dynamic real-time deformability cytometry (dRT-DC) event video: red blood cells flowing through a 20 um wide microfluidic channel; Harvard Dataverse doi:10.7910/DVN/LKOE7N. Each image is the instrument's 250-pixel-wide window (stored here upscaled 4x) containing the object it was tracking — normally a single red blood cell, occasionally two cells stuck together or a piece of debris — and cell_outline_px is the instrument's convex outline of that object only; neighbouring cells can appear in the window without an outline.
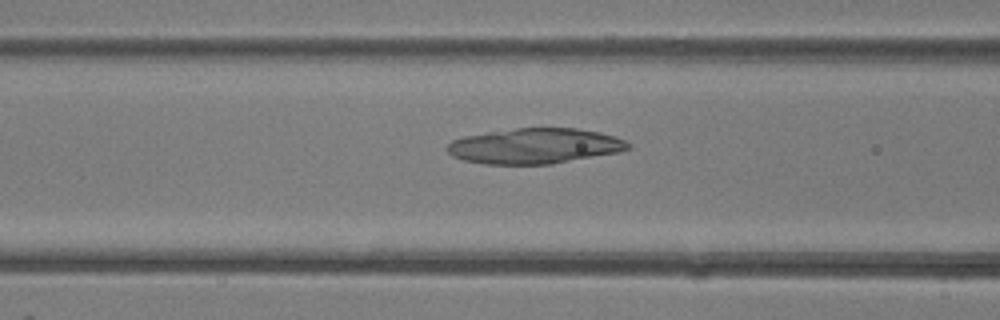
{"species": "common noctule bat (a hibernating species)", "species_latin": "Nyctalus noctula", "temperature_condition": "room temperature", "stored_images_in_passage": 25, "camera_frame_rate_fps": 3000, "um_per_image_px": 0.085, "animal": {"sex": "female"}, "frame": {"image": 1, "passage_image": 16, "time_ms": 5.0, "image_size_px": [1000, 320], "cell_outline_px": [[632, 148], [620, 152], [552, 164], [484, 164], [464, 160], [452, 156], [448, 152], [448, 144], [452, 140], [464, 136], [488, 132], [516, 128], [576, 128], [600, 132], [616, 136], [624, 140]], "centroid_in_image_um": [45.48, 12.41], "position_along_channel_um": 121.1, "area_um2": 37.34}}
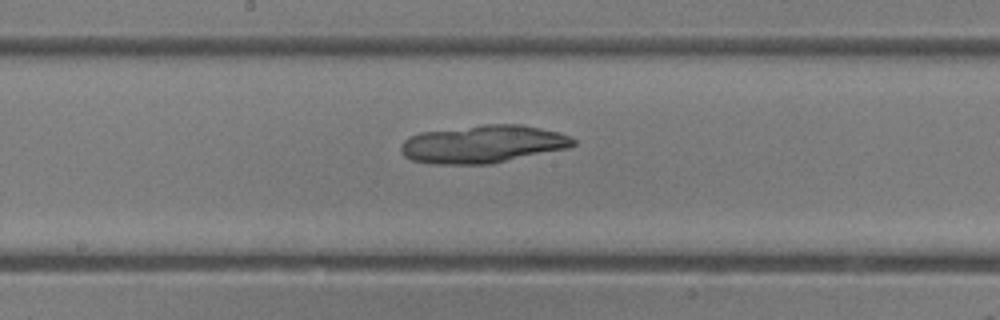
{"frame": {"image": 2, "passage_image": 21, "time_ms": 6.667, "image_size_px": [1000, 320], "cell_outline_px": [[576, 144], [568, 148], [492, 164], [432, 164], [412, 160], [404, 156], [400, 152], [400, 144], [408, 136], [420, 132], [484, 124], [520, 124], [560, 132], [576, 140]], "centroid_in_image_um": [41.02, 12.25], "position_along_channel_um": 207.2, "area_um2": 38.32}}
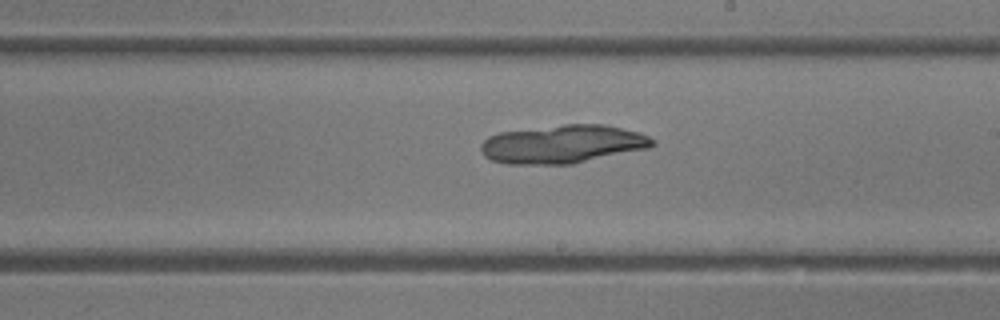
{"frame": {"image": 3, "passage_image": 23, "time_ms": 7.333, "image_size_px": [1000, 320], "cell_outline_px": [[656, 144], [648, 148], [572, 164], [508, 164], [492, 160], [484, 156], [480, 148], [480, 144], [488, 136], [500, 132], [564, 124], [604, 124], [640, 132], [656, 140]], "centroid_in_image_um": [47.84, 12.25], "position_along_channel_um": 241.2, "area_um2": 38.44}}